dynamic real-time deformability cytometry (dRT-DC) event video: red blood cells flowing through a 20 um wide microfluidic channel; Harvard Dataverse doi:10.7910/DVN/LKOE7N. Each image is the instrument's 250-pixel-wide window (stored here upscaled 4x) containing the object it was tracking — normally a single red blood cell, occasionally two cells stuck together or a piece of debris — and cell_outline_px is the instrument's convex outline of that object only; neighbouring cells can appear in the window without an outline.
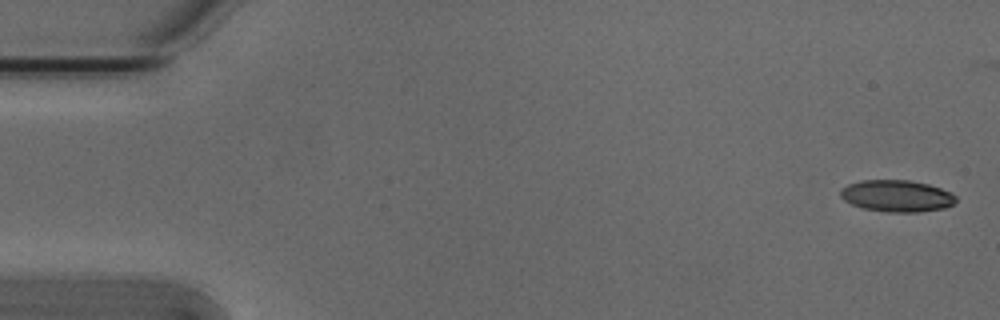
{"species": "Egyptian fruit bat (a non-hibernating species)", "species_latin": "Rousettus aegyptiacus", "temperature_condition": "cold", "stored_images_in_passage": 5, "camera_frame_rate_fps": 3000, "um_per_image_px": 0.085, "animal": {"sex": "male"}, "frame": {"image": 1, "passage_image": 1, "time_ms": 0.0, "image_size_px": [1000, 320], "cell_outline_px": [[956, 200], [952, 204], [944, 208], [916, 212], [888, 212], [864, 208], [852, 204], [844, 200], [840, 196], [840, 188], [848, 184], [864, 180], [908, 180], [928, 184], [952, 192], [956, 196]], "centroid_in_image_um": [76.22, 16.65], "position_along_channel_um": 8.8, "area_um2": 21.27}}
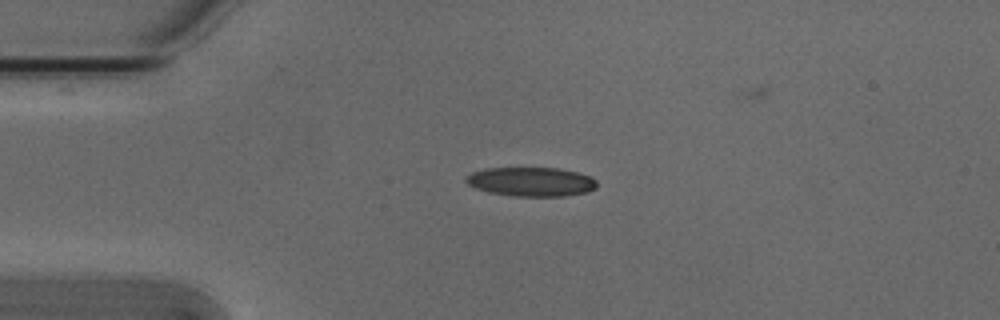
{"frame": {"image": 2, "passage_image": 4, "time_ms": 1.0, "image_size_px": [1000, 320], "cell_outline_px": [[596, 188], [588, 192], [564, 196], [512, 196], [488, 192], [476, 188], [468, 184], [464, 180], [472, 172], [484, 168], [560, 168], [592, 176], [596, 180]], "centroid_in_image_um": [45.16, 15.45], "position_along_channel_um": 39.8, "area_um2": 22.31}}